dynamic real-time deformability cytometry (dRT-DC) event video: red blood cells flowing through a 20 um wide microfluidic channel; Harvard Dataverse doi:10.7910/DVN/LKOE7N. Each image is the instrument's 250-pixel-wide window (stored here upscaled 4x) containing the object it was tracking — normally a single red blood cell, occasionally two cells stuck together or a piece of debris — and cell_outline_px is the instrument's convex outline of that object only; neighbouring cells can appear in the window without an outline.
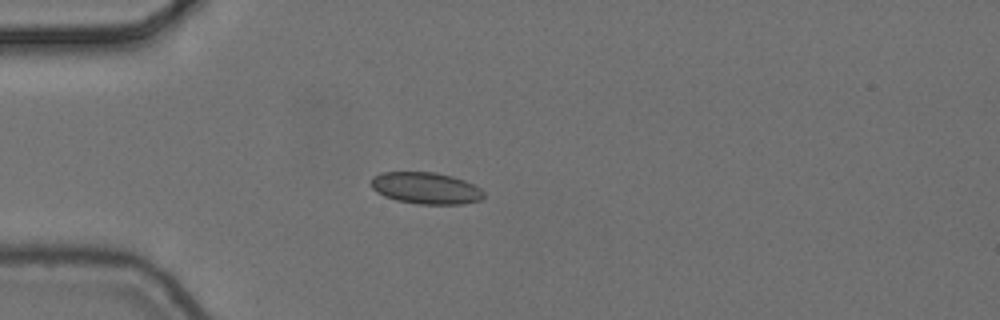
{"species": "common noctule bat (a hibernating species)", "species_latin": "Nyctalus noctula", "temperature_condition": "cold", "stored_images_in_passage": 4, "camera_frame_rate_fps": 3000, "um_per_image_px": 0.085, "animal": {"sex": "female", "body_mass_g": 24.6, "forearm_length_mm": 56.2}, "frame": {"image": 1, "passage_image": 4, "time_ms": 1.0, "image_size_px": [1000, 320], "cell_outline_px": [[484, 196], [480, 200], [464, 204], [420, 204], [396, 200], [384, 196], [376, 192], [372, 188], [372, 176], [380, 172], [436, 172], [452, 176], [464, 180], [480, 188], [484, 192]], "centroid_in_image_um": [36.19, 15.99], "position_along_channel_um": 48.8, "area_um2": 20.87}}